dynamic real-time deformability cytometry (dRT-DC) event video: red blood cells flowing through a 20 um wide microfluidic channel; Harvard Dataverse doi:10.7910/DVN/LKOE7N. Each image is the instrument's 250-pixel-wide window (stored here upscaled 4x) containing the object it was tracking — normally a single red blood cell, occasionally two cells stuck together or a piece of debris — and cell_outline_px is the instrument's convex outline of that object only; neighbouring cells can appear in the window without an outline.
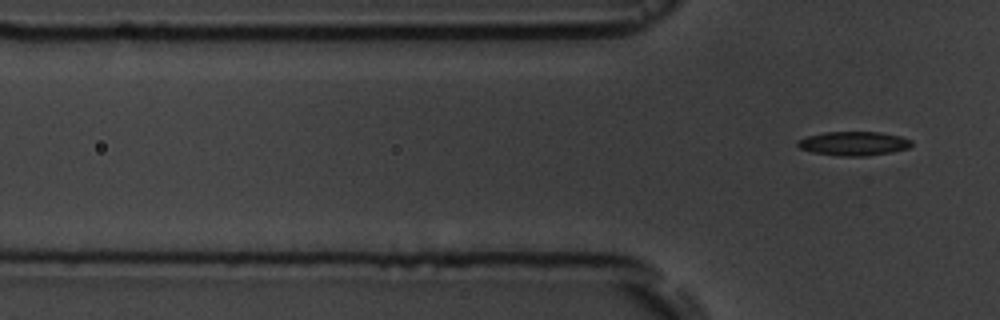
{"species": "common noctule bat (a hibernating species)", "species_latin": "Nyctalus noctula", "temperature_condition": "room temperature", "stored_images_in_passage": 6, "camera_frame_rate_fps": 3000, "um_per_image_px": 0.085, "animal": {"sex": "male", "body_mass_g": 19.5, "forearm_length_mm": 54.6}, "frame": {"image": 1, "passage_image": 6, "time_ms": 6.0, "image_size_px": [1000, 320], "cell_outline_px": [[912, 144], [908, 148], [892, 152], [864, 156], [840, 156], [812, 152], [800, 148], [796, 144], [796, 140], [808, 136], [824, 132], [880, 132], [900, 136], [912, 140]], "centroid_in_image_um": [72.55, 12.19], "position_along_channel_um": 53.3, "area_um2": 15.95}}